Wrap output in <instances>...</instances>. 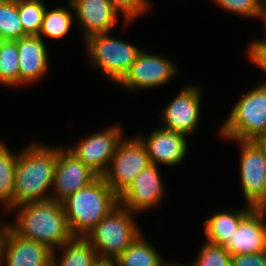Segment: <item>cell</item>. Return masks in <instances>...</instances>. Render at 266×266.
I'll use <instances>...</instances> for the list:
<instances>
[{"label":"cell","mask_w":266,"mask_h":266,"mask_svg":"<svg viewBox=\"0 0 266 266\" xmlns=\"http://www.w3.org/2000/svg\"><path fill=\"white\" fill-rule=\"evenodd\" d=\"M193 266H231V254L224 245L205 242Z\"/></svg>","instance_id":"27"},{"label":"cell","mask_w":266,"mask_h":266,"mask_svg":"<svg viewBox=\"0 0 266 266\" xmlns=\"http://www.w3.org/2000/svg\"><path fill=\"white\" fill-rule=\"evenodd\" d=\"M145 144L151 164L178 165L188 151L186 135L164 128L152 131L147 138L138 136Z\"/></svg>","instance_id":"16"},{"label":"cell","mask_w":266,"mask_h":266,"mask_svg":"<svg viewBox=\"0 0 266 266\" xmlns=\"http://www.w3.org/2000/svg\"><path fill=\"white\" fill-rule=\"evenodd\" d=\"M162 261L161 254L141 234L111 264L112 266H160Z\"/></svg>","instance_id":"21"},{"label":"cell","mask_w":266,"mask_h":266,"mask_svg":"<svg viewBox=\"0 0 266 266\" xmlns=\"http://www.w3.org/2000/svg\"><path fill=\"white\" fill-rule=\"evenodd\" d=\"M100 266H112V264H105V263H103V264L100 265Z\"/></svg>","instance_id":"38"},{"label":"cell","mask_w":266,"mask_h":266,"mask_svg":"<svg viewBox=\"0 0 266 266\" xmlns=\"http://www.w3.org/2000/svg\"><path fill=\"white\" fill-rule=\"evenodd\" d=\"M6 224H7V223H5V225H1V226H0V239H1V235H2V232H3V230H4L5 226H6Z\"/></svg>","instance_id":"36"},{"label":"cell","mask_w":266,"mask_h":266,"mask_svg":"<svg viewBox=\"0 0 266 266\" xmlns=\"http://www.w3.org/2000/svg\"><path fill=\"white\" fill-rule=\"evenodd\" d=\"M228 140L257 141L266 132V82L245 93L220 127Z\"/></svg>","instance_id":"5"},{"label":"cell","mask_w":266,"mask_h":266,"mask_svg":"<svg viewBox=\"0 0 266 266\" xmlns=\"http://www.w3.org/2000/svg\"><path fill=\"white\" fill-rule=\"evenodd\" d=\"M57 148L37 142L18 152L14 176V207L51 199ZM48 193V194H47Z\"/></svg>","instance_id":"1"},{"label":"cell","mask_w":266,"mask_h":266,"mask_svg":"<svg viewBox=\"0 0 266 266\" xmlns=\"http://www.w3.org/2000/svg\"><path fill=\"white\" fill-rule=\"evenodd\" d=\"M25 36L17 12V0H0V39L16 41Z\"/></svg>","instance_id":"25"},{"label":"cell","mask_w":266,"mask_h":266,"mask_svg":"<svg viewBox=\"0 0 266 266\" xmlns=\"http://www.w3.org/2000/svg\"><path fill=\"white\" fill-rule=\"evenodd\" d=\"M16 222L7 225L21 238L37 241L51 251L58 250L74 236L71 234L62 202L53 199L13 207Z\"/></svg>","instance_id":"2"},{"label":"cell","mask_w":266,"mask_h":266,"mask_svg":"<svg viewBox=\"0 0 266 266\" xmlns=\"http://www.w3.org/2000/svg\"><path fill=\"white\" fill-rule=\"evenodd\" d=\"M118 204L119 196L103 177H98L62 201L74 237H85Z\"/></svg>","instance_id":"3"},{"label":"cell","mask_w":266,"mask_h":266,"mask_svg":"<svg viewBox=\"0 0 266 266\" xmlns=\"http://www.w3.org/2000/svg\"><path fill=\"white\" fill-rule=\"evenodd\" d=\"M149 165L151 162L148 150L139 137L122 139L102 177L110 188L120 196Z\"/></svg>","instance_id":"7"},{"label":"cell","mask_w":266,"mask_h":266,"mask_svg":"<svg viewBox=\"0 0 266 266\" xmlns=\"http://www.w3.org/2000/svg\"><path fill=\"white\" fill-rule=\"evenodd\" d=\"M263 266H266V255L263 253Z\"/></svg>","instance_id":"37"},{"label":"cell","mask_w":266,"mask_h":266,"mask_svg":"<svg viewBox=\"0 0 266 266\" xmlns=\"http://www.w3.org/2000/svg\"><path fill=\"white\" fill-rule=\"evenodd\" d=\"M0 84L20 85L17 40H2L0 48Z\"/></svg>","instance_id":"24"},{"label":"cell","mask_w":266,"mask_h":266,"mask_svg":"<svg viewBox=\"0 0 266 266\" xmlns=\"http://www.w3.org/2000/svg\"><path fill=\"white\" fill-rule=\"evenodd\" d=\"M231 266H263V252L231 256Z\"/></svg>","instance_id":"31"},{"label":"cell","mask_w":266,"mask_h":266,"mask_svg":"<svg viewBox=\"0 0 266 266\" xmlns=\"http://www.w3.org/2000/svg\"><path fill=\"white\" fill-rule=\"evenodd\" d=\"M112 7L125 18V24L147 13L151 8L149 0H109Z\"/></svg>","instance_id":"29"},{"label":"cell","mask_w":266,"mask_h":266,"mask_svg":"<svg viewBox=\"0 0 266 266\" xmlns=\"http://www.w3.org/2000/svg\"><path fill=\"white\" fill-rule=\"evenodd\" d=\"M264 250L263 253L266 255V222L264 221Z\"/></svg>","instance_id":"34"},{"label":"cell","mask_w":266,"mask_h":266,"mask_svg":"<svg viewBox=\"0 0 266 266\" xmlns=\"http://www.w3.org/2000/svg\"><path fill=\"white\" fill-rule=\"evenodd\" d=\"M257 142L259 143V145L263 148L265 154H266V132L265 134L260 137Z\"/></svg>","instance_id":"32"},{"label":"cell","mask_w":266,"mask_h":266,"mask_svg":"<svg viewBox=\"0 0 266 266\" xmlns=\"http://www.w3.org/2000/svg\"><path fill=\"white\" fill-rule=\"evenodd\" d=\"M240 144V181L248 206L264 210L266 154L257 141L234 140Z\"/></svg>","instance_id":"8"},{"label":"cell","mask_w":266,"mask_h":266,"mask_svg":"<svg viewBox=\"0 0 266 266\" xmlns=\"http://www.w3.org/2000/svg\"><path fill=\"white\" fill-rule=\"evenodd\" d=\"M157 165H149L119 196V203L133 213L155 208L164 197L165 186Z\"/></svg>","instance_id":"14"},{"label":"cell","mask_w":266,"mask_h":266,"mask_svg":"<svg viewBox=\"0 0 266 266\" xmlns=\"http://www.w3.org/2000/svg\"><path fill=\"white\" fill-rule=\"evenodd\" d=\"M62 256L57 260L56 250L52 252L51 266H100L95 249L85 237H73L62 247Z\"/></svg>","instance_id":"20"},{"label":"cell","mask_w":266,"mask_h":266,"mask_svg":"<svg viewBox=\"0 0 266 266\" xmlns=\"http://www.w3.org/2000/svg\"><path fill=\"white\" fill-rule=\"evenodd\" d=\"M177 69L170 58L142 50L118 84L131 91L158 87L169 82L177 73Z\"/></svg>","instance_id":"9"},{"label":"cell","mask_w":266,"mask_h":266,"mask_svg":"<svg viewBox=\"0 0 266 266\" xmlns=\"http://www.w3.org/2000/svg\"><path fill=\"white\" fill-rule=\"evenodd\" d=\"M201 96L200 87L185 86L161 112L163 128L186 136L194 133L200 117Z\"/></svg>","instance_id":"13"},{"label":"cell","mask_w":266,"mask_h":266,"mask_svg":"<svg viewBox=\"0 0 266 266\" xmlns=\"http://www.w3.org/2000/svg\"><path fill=\"white\" fill-rule=\"evenodd\" d=\"M265 216L266 211L253 208L241 220L234 235L224 245L231 256L263 252Z\"/></svg>","instance_id":"17"},{"label":"cell","mask_w":266,"mask_h":266,"mask_svg":"<svg viewBox=\"0 0 266 266\" xmlns=\"http://www.w3.org/2000/svg\"><path fill=\"white\" fill-rule=\"evenodd\" d=\"M253 209L247 206L237 211H219L203 223L207 242L216 245H225L236 232L241 220Z\"/></svg>","instance_id":"19"},{"label":"cell","mask_w":266,"mask_h":266,"mask_svg":"<svg viewBox=\"0 0 266 266\" xmlns=\"http://www.w3.org/2000/svg\"><path fill=\"white\" fill-rule=\"evenodd\" d=\"M68 5L76 12L75 19L84 33V40L94 34L110 32L119 16L109 0H68Z\"/></svg>","instance_id":"15"},{"label":"cell","mask_w":266,"mask_h":266,"mask_svg":"<svg viewBox=\"0 0 266 266\" xmlns=\"http://www.w3.org/2000/svg\"><path fill=\"white\" fill-rule=\"evenodd\" d=\"M46 8L41 0H17V12L26 35L39 34Z\"/></svg>","instance_id":"26"},{"label":"cell","mask_w":266,"mask_h":266,"mask_svg":"<svg viewBox=\"0 0 266 266\" xmlns=\"http://www.w3.org/2000/svg\"><path fill=\"white\" fill-rule=\"evenodd\" d=\"M20 85L39 81L48 70V51L43 38L27 35L17 40Z\"/></svg>","instance_id":"18"},{"label":"cell","mask_w":266,"mask_h":266,"mask_svg":"<svg viewBox=\"0 0 266 266\" xmlns=\"http://www.w3.org/2000/svg\"><path fill=\"white\" fill-rule=\"evenodd\" d=\"M167 261H162L160 266H186L185 264H181V263H166ZM187 266H193V265H187Z\"/></svg>","instance_id":"33"},{"label":"cell","mask_w":266,"mask_h":266,"mask_svg":"<svg viewBox=\"0 0 266 266\" xmlns=\"http://www.w3.org/2000/svg\"><path fill=\"white\" fill-rule=\"evenodd\" d=\"M264 183H265V193H264V211H266V172H265Z\"/></svg>","instance_id":"35"},{"label":"cell","mask_w":266,"mask_h":266,"mask_svg":"<svg viewBox=\"0 0 266 266\" xmlns=\"http://www.w3.org/2000/svg\"><path fill=\"white\" fill-rule=\"evenodd\" d=\"M122 130L119 125L95 132L81 140L76 147L69 149L99 177H102L112 161L116 148L122 140Z\"/></svg>","instance_id":"11"},{"label":"cell","mask_w":266,"mask_h":266,"mask_svg":"<svg viewBox=\"0 0 266 266\" xmlns=\"http://www.w3.org/2000/svg\"><path fill=\"white\" fill-rule=\"evenodd\" d=\"M88 57L95 67L113 82H119L129 71L142 49L113 38L108 33L89 36L85 40Z\"/></svg>","instance_id":"6"},{"label":"cell","mask_w":266,"mask_h":266,"mask_svg":"<svg viewBox=\"0 0 266 266\" xmlns=\"http://www.w3.org/2000/svg\"><path fill=\"white\" fill-rule=\"evenodd\" d=\"M18 152L12 153L3 142L0 143V202L8 210L14 207V176Z\"/></svg>","instance_id":"22"},{"label":"cell","mask_w":266,"mask_h":266,"mask_svg":"<svg viewBox=\"0 0 266 266\" xmlns=\"http://www.w3.org/2000/svg\"><path fill=\"white\" fill-rule=\"evenodd\" d=\"M52 252L37 241L21 238L6 224L0 239V266H51Z\"/></svg>","instance_id":"12"},{"label":"cell","mask_w":266,"mask_h":266,"mask_svg":"<svg viewBox=\"0 0 266 266\" xmlns=\"http://www.w3.org/2000/svg\"><path fill=\"white\" fill-rule=\"evenodd\" d=\"M98 177L69 148L58 147L51 199L62 202Z\"/></svg>","instance_id":"10"},{"label":"cell","mask_w":266,"mask_h":266,"mask_svg":"<svg viewBox=\"0 0 266 266\" xmlns=\"http://www.w3.org/2000/svg\"><path fill=\"white\" fill-rule=\"evenodd\" d=\"M133 219V212L119 203L87 233L85 238L102 263L111 264L141 235Z\"/></svg>","instance_id":"4"},{"label":"cell","mask_w":266,"mask_h":266,"mask_svg":"<svg viewBox=\"0 0 266 266\" xmlns=\"http://www.w3.org/2000/svg\"><path fill=\"white\" fill-rule=\"evenodd\" d=\"M262 19L265 26L266 34V9L263 11L259 19ZM249 59L255 63L261 70L266 69V39L265 40H255L253 41L247 50L246 53Z\"/></svg>","instance_id":"30"},{"label":"cell","mask_w":266,"mask_h":266,"mask_svg":"<svg viewBox=\"0 0 266 266\" xmlns=\"http://www.w3.org/2000/svg\"><path fill=\"white\" fill-rule=\"evenodd\" d=\"M73 19L75 18L68 8L57 7L52 10L46 8L38 36L52 39L63 38L72 27Z\"/></svg>","instance_id":"23"},{"label":"cell","mask_w":266,"mask_h":266,"mask_svg":"<svg viewBox=\"0 0 266 266\" xmlns=\"http://www.w3.org/2000/svg\"><path fill=\"white\" fill-rule=\"evenodd\" d=\"M214 3L232 13L259 18L266 9V0H213Z\"/></svg>","instance_id":"28"}]
</instances>
